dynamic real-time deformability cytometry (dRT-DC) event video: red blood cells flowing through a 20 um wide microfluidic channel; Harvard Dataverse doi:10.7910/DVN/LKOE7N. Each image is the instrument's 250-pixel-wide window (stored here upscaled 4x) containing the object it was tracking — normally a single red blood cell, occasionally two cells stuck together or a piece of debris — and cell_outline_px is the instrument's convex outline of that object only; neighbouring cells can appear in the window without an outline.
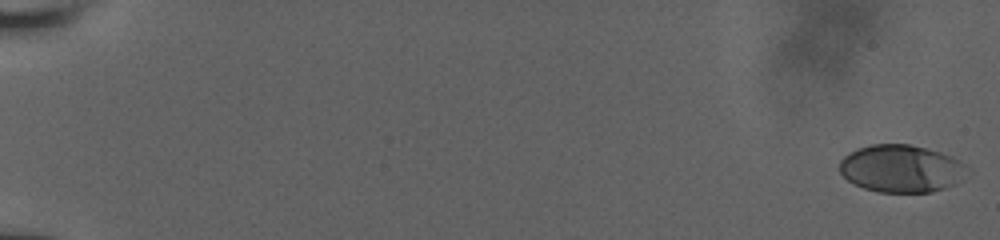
{"species": "human", "species_latin": "Homo sapiens", "temperature_condition": "room temperature", "stored_images_in_passage": 57, "camera_frame_rate_fps": 3000, "um_per_image_px": 0.085, "donor": {"sex": "male"}, "frame": {"image": 1, "passage_image": 1, "time_ms": 0.0, "image_size_px": [1000, 240], "cell_outline_px": [[972, 172], [964, 180], [956, 184], [932, 192], [880, 192], [864, 188], [848, 180], [840, 172], [840, 160], [844, 156], [856, 148], [872, 144], [908, 144], [940, 152], [952, 156], [960, 160]], "centroid_in_image_um": [76.67, 14.33], "position_along_channel_um": 8.3, "area_um2": 35.66}}
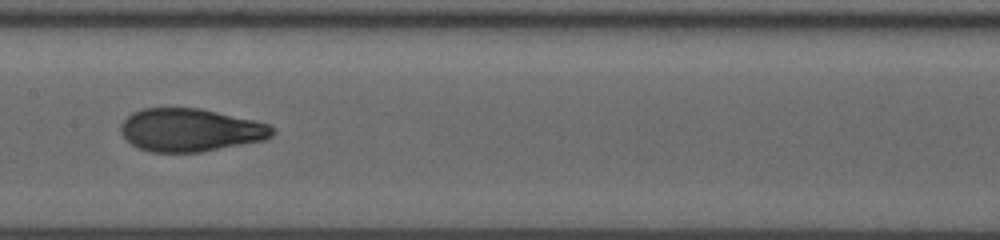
{"frame": {"image": 2, "passage_image": 32, "time_ms": 10.333, "image_size_px": [1000, 240], "cell_outline_px": [[276, 132], [272, 136], [264, 140], [200, 152], [148, 152], [132, 144], [120, 132], [120, 124], [132, 112], [144, 108], [200, 108], [252, 120], [268, 124], [276, 128]], "centroid_in_image_um": [16.18, 11.05], "position_along_channel_um": 191.2, "area_um2": 37.86}}
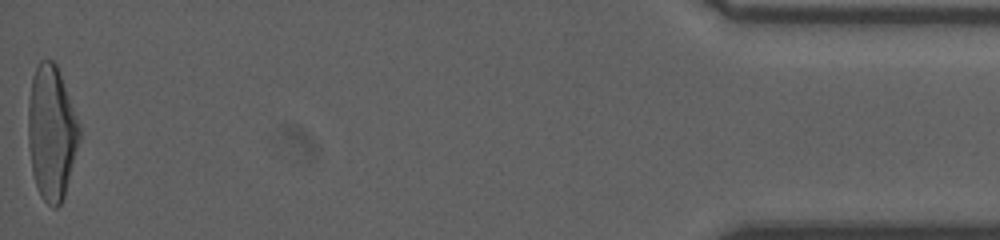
{"frame": {"image": 3, "passage_image": 57, "time_ms": 18.667, "image_size_px": [1000, 240], "cell_outline_px": [[80, 140], [64, 196], [60, 204], [56, 208], [52, 208], [40, 196], [32, 172], [28, 144], [28, 104], [32, 76], [40, 60], [52, 60], [56, 64], [80, 124]], "centroid_in_image_um": [4.37, 11.28], "position_along_channel_um": 430.8, "area_um2": 40.06}, "authors_computed_cell_mechanics": {"area_um2": 37.5122, "velocity_mm_per_s": 3.896, "shape_relaxation_time_tau1_ms": 6.1692, "shape_relaxation_time_tau2_ms": 0.9576, "deformation_change_tau1": 0.2429, "deformation_change_tau2": 0.0741}}